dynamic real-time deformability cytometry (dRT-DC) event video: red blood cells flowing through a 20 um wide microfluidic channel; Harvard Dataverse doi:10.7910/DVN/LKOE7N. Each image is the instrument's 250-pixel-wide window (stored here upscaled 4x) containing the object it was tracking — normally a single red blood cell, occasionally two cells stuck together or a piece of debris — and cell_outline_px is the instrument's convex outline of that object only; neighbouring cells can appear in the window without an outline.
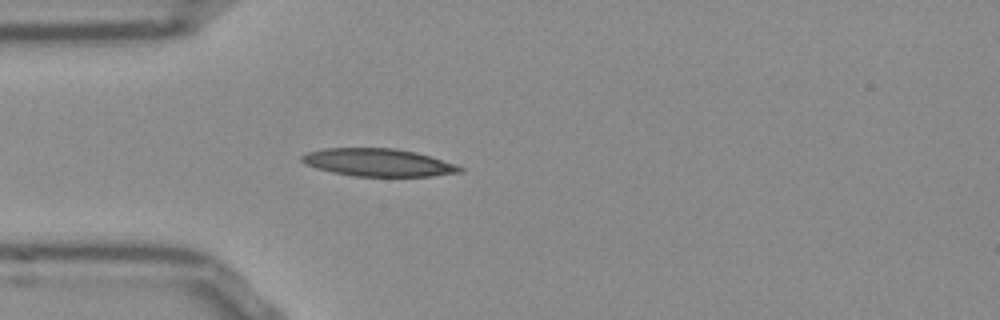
{"species": "Egyptian fruit bat (a non-hibernating species)", "species_latin": "Rousettus aegyptiacus", "temperature_condition": "room temperature", "stored_images_in_passage": 36, "camera_frame_rate_fps": 3000, "um_per_image_px": 0.085, "frame": {"image": 1, "passage_image": 1, "time_ms": 0.0, "image_size_px": [1000, 320], "cell_outline_px": [[464, 172], [432, 176], [352, 176], [332, 172], [316, 168], [304, 164], [300, 160], [300, 156], [308, 152], [324, 148], [392, 148], [416, 152], [456, 164], [464, 168]], "centroid_in_image_um": [32.14, 13.81], "position_along_channel_um": 52.9, "area_um2": 25.61}}
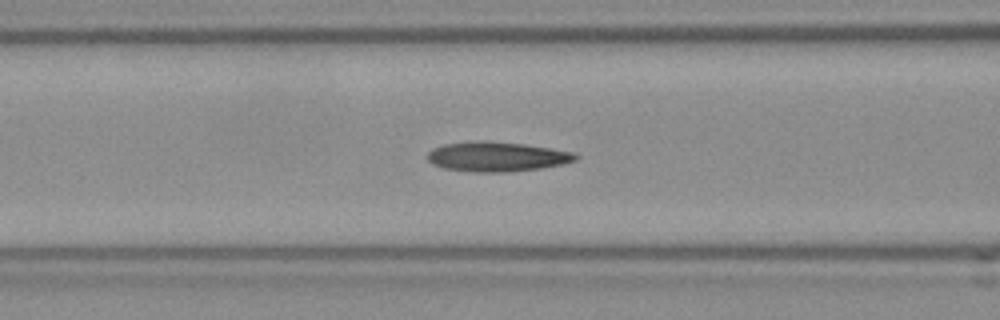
{"frame": {"image": 2, "passage_image": 7, "time_ms": 2.0, "image_size_px": [1000, 320], "cell_outline_px": [[580, 156], [576, 160], [560, 164], [540, 168], [504, 172], [476, 172], [444, 168], [432, 164], [428, 160], [428, 152], [432, 148], [444, 144], [476, 140], [484, 140], [524, 144], [572, 152]], "centroid_in_image_um": [42.19, 13.3], "position_along_channel_um": 124.4, "area_um2": 25.49}}
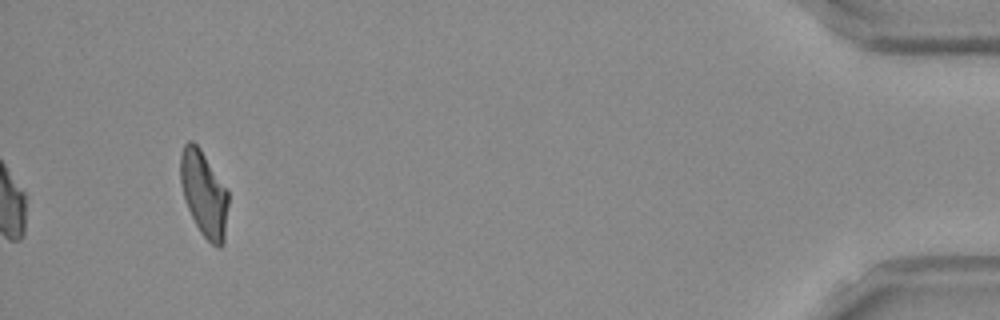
{"frame": {"image": 3, "passage_image": 36, "time_ms": 11.667, "image_size_px": [1000, 320], "cell_outline_px": [[228, 204], [224, 244], [220, 248], [216, 248], [200, 232], [184, 200], [180, 184], [180, 156], [184, 144], [188, 140], [192, 140], [200, 148], [228, 192]], "centroid_in_image_um": [17.32, 16.48], "position_along_channel_um": 417.9, "area_um2": 23.81}, "authors_computed_cell_mechanics": {"area_um2": 24.4783, "velocity_mm_per_s": 3.8521, "shape_relaxation_time_tau1_ms": null, "shape_relaxation_time_tau2_ms": 4.0729, "deformation_change_tau1": null, "deformation_change_tau2": 0.1313}}